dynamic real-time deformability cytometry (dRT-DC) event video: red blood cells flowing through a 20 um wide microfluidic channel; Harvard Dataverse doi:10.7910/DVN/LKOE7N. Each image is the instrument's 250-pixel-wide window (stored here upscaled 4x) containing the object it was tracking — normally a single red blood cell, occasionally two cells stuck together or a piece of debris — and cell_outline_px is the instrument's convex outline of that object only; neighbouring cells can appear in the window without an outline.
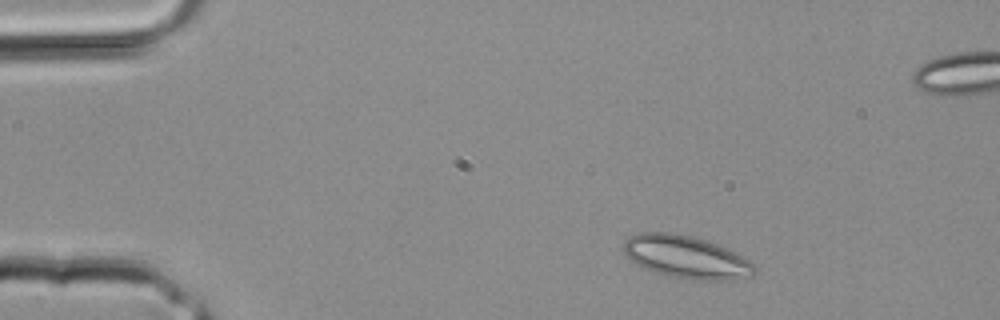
{"species": "common noctule bat (a hibernating species)", "species_latin": "Nyctalus noctula", "temperature_condition": "room temperature", "stored_images_in_passage": 3, "camera_frame_rate_fps": 3000, "um_per_image_px": 0.085, "animal": {"sex": "male", "body_mass_g": 20.4}, "frame": {"image": 1, "passage_image": 1, "time_ms": 0.0, "image_size_px": [1000, 320], "cell_outline_px": [[756, 268], [752, 276], [728, 280], [692, 280], [668, 276], [656, 272], [636, 264], [624, 256], [624, 240], [628, 236], [640, 232], [672, 232], [692, 236], [716, 244], [736, 252], [756, 264]], "centroid_in_image_um": [58.32, 21.84], "position_along_channel_um": 26.7, "area_um2": 32.77}}